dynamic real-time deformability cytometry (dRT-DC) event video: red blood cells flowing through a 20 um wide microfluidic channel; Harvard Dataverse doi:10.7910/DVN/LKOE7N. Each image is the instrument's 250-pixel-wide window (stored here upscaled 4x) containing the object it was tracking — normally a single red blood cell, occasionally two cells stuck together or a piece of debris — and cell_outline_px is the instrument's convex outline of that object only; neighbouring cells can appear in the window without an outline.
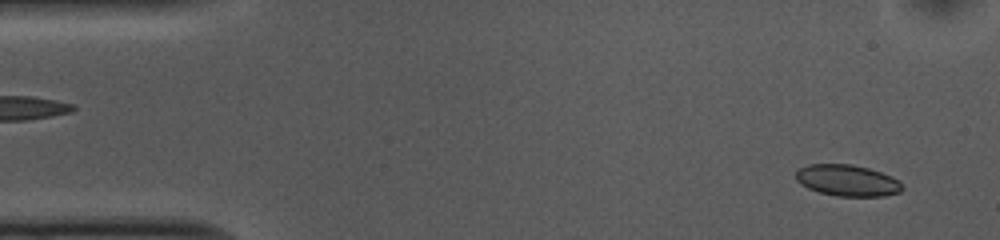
{"species": "common noctule bat (a hibernating species)", "species_latin": "Nyctalus noctula", "temperature_condition": "cold", "stored_images_in_passage": 52, "camera_frame_rate_fps": 3000, "um_per_image_px": 0.085, "animal": {"sex": "female", "body_mass_g": 10.0, "forearm_length_mm": 53.1}, "frame": {"image": 1, "passage_image": 3, "time_ms": 0.667, "image_size_px": [1000, 240], "cell_outline_px": [[904, 188], [900, 192], [884, 196], [836, 196], [820, 192], [808, 188], [800, 184], [796, 180], [796, 172], [800, 168], [808, 164], [852, 164], [868, 168], [892, 176]], "centroid_in_image_um": [72.01, 15.34], "position_along_channel_um": 13.0, "area_um2": 19.36}}
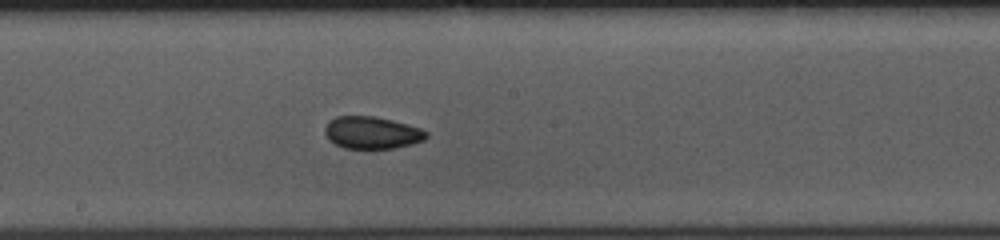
{"frame": {"image": 2, "passage_image": 27, "time_ms": 8.667, "image_size_px": [1000, 240], "cell_outline_px": [[428, 136], [424, 140], [412, 144], [396, 148], [344, 148], [336, 144], [324, 132], [324, 128], [336, 116], [372, 116], [392, 120], [408, 124], [420, 128], [428, 132]], "centroid_in_image_um": [31.66, 11.27], "position_along_channel_um": 216.5, "area_um2": 18.84}}
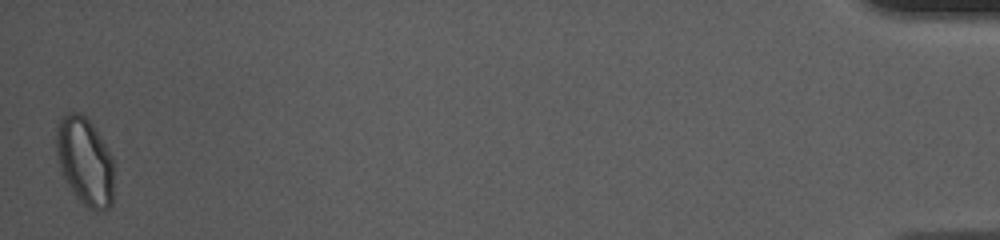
{"frame": {"image": 3, "passage_image": 52, "time_ms": 17.0, "image_size_px": [1000, 240], "cell_outline_px": [[112, 204], [108, 208], [96, 212], [88, 208], [76, 196], [60, 172], [56, 152], [56, 128], [60, 120], [68, 112], [80, 112], [92, 124], [112, 156]], "centroid_in_image_um": [7.19, 13.71], "position_along_channel_um": 428.0, "area_um2": 29.3}, "authors_computed_cell_mechanics": {"area_um2": 19.6231, "velocity_mm_per_s": 3.7065, "shape_relaxation_time_tau1_ms": 7.3557, "shape_relaxation_time_tau2_ms": 2.4818, "deformation_change_tau1": 0.1119, "deformation_change_tau2": 0.0461}}